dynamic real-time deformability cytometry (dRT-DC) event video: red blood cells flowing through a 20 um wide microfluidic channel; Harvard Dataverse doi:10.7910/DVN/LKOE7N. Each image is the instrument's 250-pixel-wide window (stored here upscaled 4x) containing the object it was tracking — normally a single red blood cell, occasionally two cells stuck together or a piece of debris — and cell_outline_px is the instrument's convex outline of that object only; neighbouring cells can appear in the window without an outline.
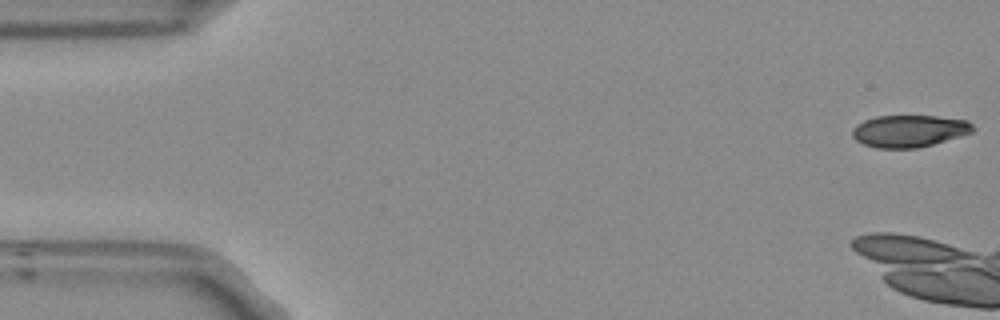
{"species": "Egyptian fruit bat (a non-hibernating species)", "species_latin": "Rousettus aegyptiacus", "temperature_condition": "room temperature", "stored_images_in_passage": 7, "camera_frame_rate_fps": 3000, "um_per_image_px": 0.085, "frame": {"image": 1, "passage_image": 1, "time_ms": 0.0, "image_size_px": [1000, 320], "cell_outline_px": [[976, 128], [972, 132], [932, 144], [916, 148], [876, 148], [864, 144], [856, 140], [852, 136], [852, 128], [856, 124], [864, 120], [876, 116], [936, 116], [968, 120]], "centroid_in_image_um": [77.26, 11.13], "position_along_channel_um": 7.7, "area_um2": 22.48}}